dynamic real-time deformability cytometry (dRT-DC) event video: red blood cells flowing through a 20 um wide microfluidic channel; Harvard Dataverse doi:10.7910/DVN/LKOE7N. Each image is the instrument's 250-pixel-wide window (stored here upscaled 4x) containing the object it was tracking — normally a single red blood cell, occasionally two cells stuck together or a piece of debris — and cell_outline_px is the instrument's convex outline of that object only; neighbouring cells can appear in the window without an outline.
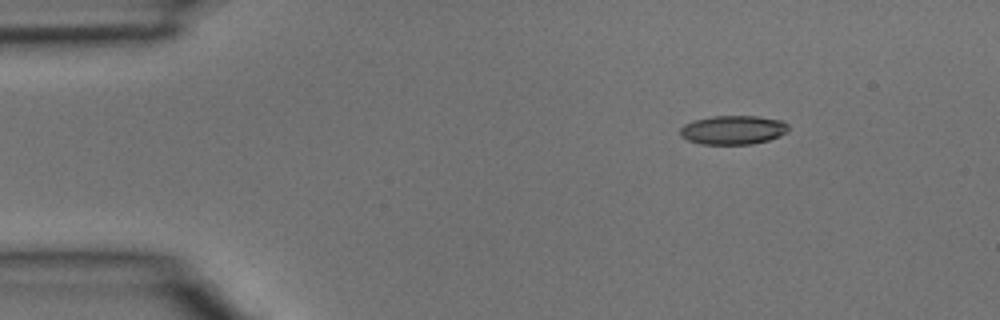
{"species": "common noctule bat (a hibernating species)", "species_latin": "Nyctalus noctula", "temperature_condition": "room temperature", "stored_images_in_passage": 5, "camera_frame_rate_fps": 3000, "um_per_image_px": 0.085, "animal": {"sex": "male", "body_mass_g": 15.6}, "frame": {"image": 1, "passage_image": 2, "time_ms": 0.333, "image_size_px": [1000, 320], "cell_outline_px": [[788, 132], [780, 136], [768, 140], [752, 144], [700, 144], [688, 140], [680, 136], [680, 128], [684, 124], [696, 120], [712, 116], [756, 116], [784, 120], [788, 124]], "centroid_in_image_um": [62.34, 11.04], "position_along_channel_um": 22.7, "area_um2": 18.38}}
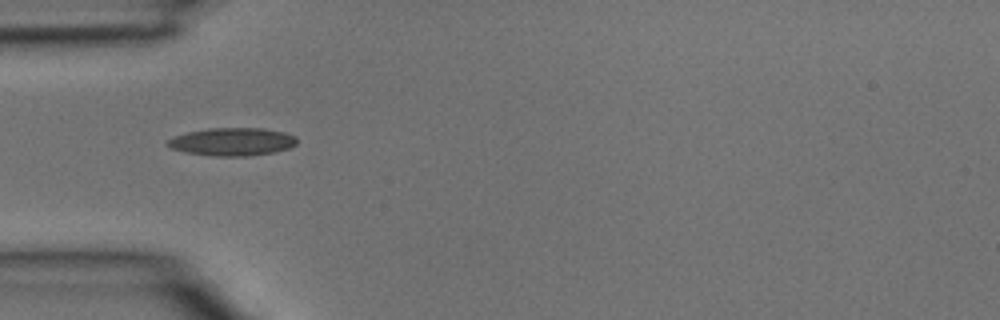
{"frame": {"image": 2, "passage_image": 4, "time_ms": 1.0, "image_size_px": [1000, 320], "cell_outline_px": [[296, 144], [288, 148], [276, 152], [248, 156], [212, 156], [184, 152], [172, 148], [164, 144], [168, 140], [176, 136], [188, 132], [208, 128], [264, 128], [284, 132], [296, 136]], "centroid_in_image_um": [19.75, 12.05], "position_along_channel_um": 65.2, "area_um2": 21.1}}